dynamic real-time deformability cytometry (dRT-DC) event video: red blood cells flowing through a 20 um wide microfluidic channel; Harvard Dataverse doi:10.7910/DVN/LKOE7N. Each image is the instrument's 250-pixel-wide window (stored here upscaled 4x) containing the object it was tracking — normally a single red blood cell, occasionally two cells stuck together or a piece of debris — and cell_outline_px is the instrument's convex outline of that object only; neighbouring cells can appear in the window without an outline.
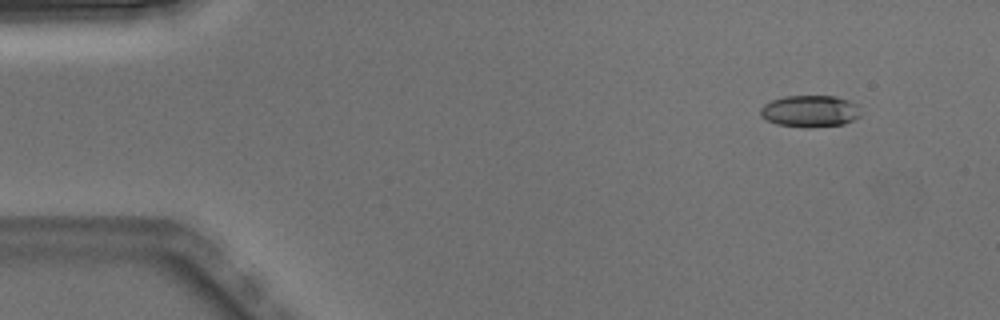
{"species": "Egyptian fruit bat (a non-hibernating species)", "species_latin": "Rousettus aegyptiacus", "temperature_condition": "warm", "stored_images_in_passage": 5, "camera_frame_rate_fps": 3000, "um_per_image_px": 0.085, "animal": {"sex": "male"}, "frame": {"image": 1, "passage_image": 2, "time_ms": 0.333, "image_size_px": [1000, 320], "cell_outline_px": [[860, 116], [844, 124], [808, 128], [804, 128], [776, 124], [760, 116], [760, 108], [764, 104], [772, 100], [784, 96], [836, 96], [848, 100], [856, 104], [860, 112]], "centroid_in_image_um": [68.83, 9.45], "position_along_channel_um": 16.2, "area_um2": 18.67}}
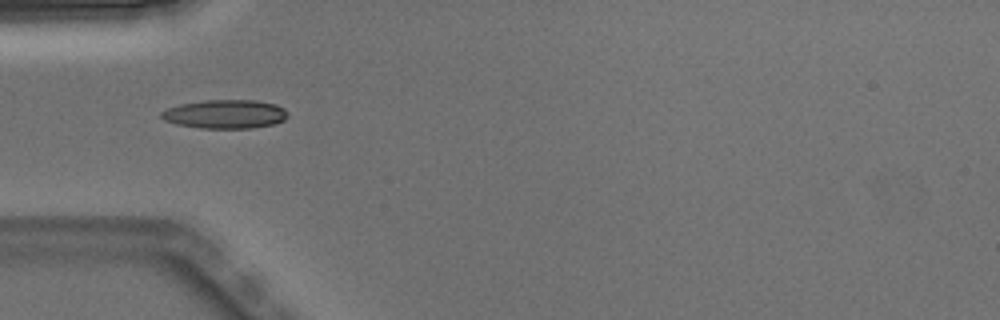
{"frame": {"image": 2, "passage_image": 5, "time_ms": 1.333, "image_size_px": [1000, 320], "cell_outline_px": [[288, 116], [284, 120], [272, 124], [252, 128], [200, 128], [176, 124], [164, 120], [160, 116], [160, 112], [168, 108], [180, 104], [204, 100], [256, 100], [276, 104], [284, 108], [288, 112]], "centroid_in_image_um": [19.14, 9.69], "position_along_channel_um": 65.9, "area_um2": 21.27}}